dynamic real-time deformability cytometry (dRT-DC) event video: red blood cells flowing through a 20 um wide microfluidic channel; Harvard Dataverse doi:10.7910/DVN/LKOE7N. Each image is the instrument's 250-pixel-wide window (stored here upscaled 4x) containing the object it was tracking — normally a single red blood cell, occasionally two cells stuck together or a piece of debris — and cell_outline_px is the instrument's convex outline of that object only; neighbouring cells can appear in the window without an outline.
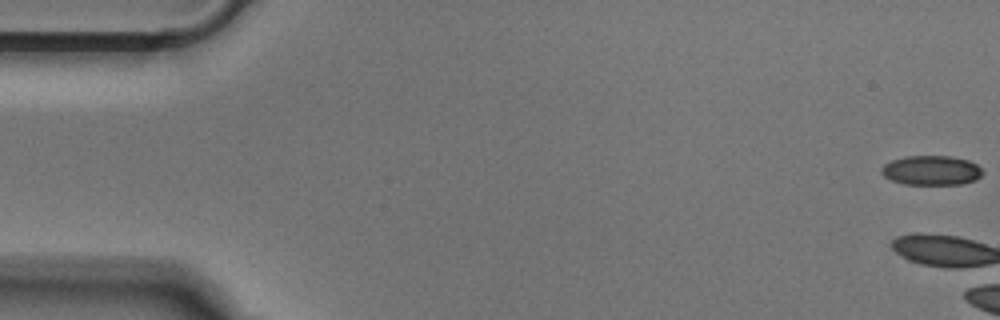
{"species": "Egyptian fruit bat (a non-hibernating species)", "species_latin": "Rousettus aegyptiacus", "temperature_condition": "cold", "stored_images_in_passage": 6, "camera_frame_rate_fps": 3000, "um_per_image_px": 0.085, "animal": {"sex": "male"}, "frame": {"image": 1, "passage_image": 1, "time_ms": 0.0, "image_size_px": [1000, 320], "cell_outline_px": [[984, 172], [976, 180], [960, 184], [904, 184], [892, 180], [884, 176], [880, 172], [880, 168], [884, 164], [892, 160], [904, 156], [952, 156], [968, 160], [976, 164]], "centroid_in_image_um": [79.15, 14.47], "position_along_channel_um": 5.8, "area_um2": 17.46}}